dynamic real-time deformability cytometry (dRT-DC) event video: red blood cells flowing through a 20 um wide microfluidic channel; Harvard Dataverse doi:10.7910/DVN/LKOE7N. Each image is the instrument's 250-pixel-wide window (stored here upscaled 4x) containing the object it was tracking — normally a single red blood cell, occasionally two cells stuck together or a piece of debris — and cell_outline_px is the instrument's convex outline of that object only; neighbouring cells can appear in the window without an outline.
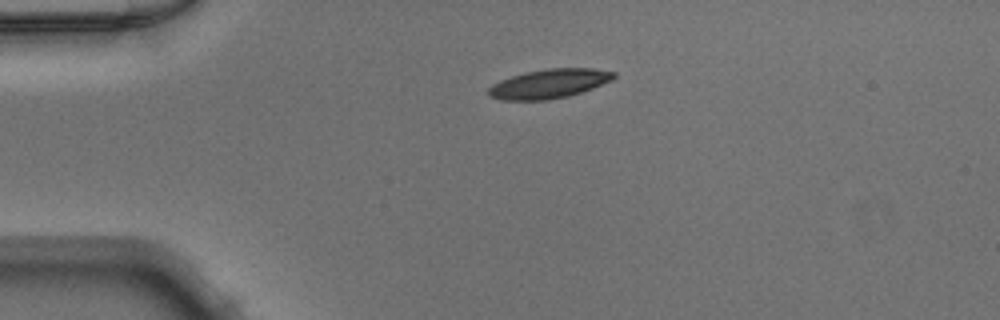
{"species": "Egyptian fruit bat (a non-hibernating species)", "species_latin": "Rousettus aegyptiacus", "temperature_condition": "warm", "stored_images_in_passage": 39, "camera_frame_rate_fps": 3000, "um_per_image_px": 0.085, "animal": {"sex": "male"}, "frame": {"image": 1, "passage_image": 1, "time_ms": 0.0, "image_size_px": [1000, 320], "cell_outline_px": [[616, 76], [612, 80], [592, 88], [568, 96], [548, 100], [500, 100], [488, 96], [488, 88], [492, 84], [500, 80], [524, 72], [548, 68], [592, 68], [616, 72]], "centroid_in_image_um": [46.65, 7.11], "position_along_channel_um": 38.3, "area_um2": 21.39}}
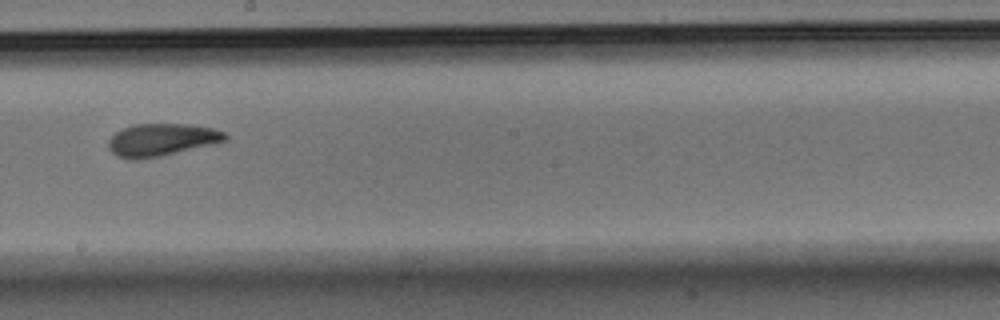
{"frame": {"image": 2, "passage_image": 18, "time_ms": 5.667, "image_size_px": [1000, 320], "cell_outline_px": [[228, 140], [212, 144], [160, 156], [136, 160], [128, 160], [116, 156], [108, 148], [108, 140], [120, 128], [136, 124], [188, 124], [212, 128], [224, 132], [228, 136]], "centroid_in_image_um": [13.69, 11.88], "position_along_channel_um": 234.5, "area_um2": 22.14}}
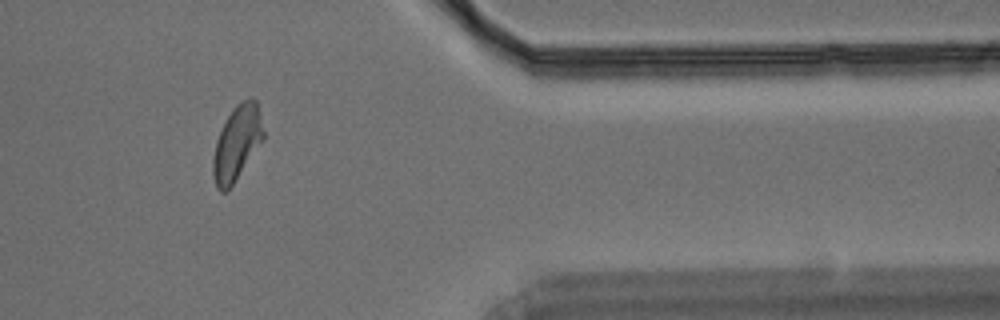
{"frame": {"image": 3, "passage_image": 31, "time_ms": 10.0, "image_size_px": [1000, 320], "cell_outline_px": [[264, 140], [232, 184], [224, 192], [220, 192], [216, 188], [212, 172], [212, 160], [216, 140], [224, 120], [236, 104], [248, 96], [252, 96], [256, 100], [264, 132]], "centroid_in_image_um": [20.13, 12.12], "position_along_channel_um": 391.3, "area_um2": 22.02}}